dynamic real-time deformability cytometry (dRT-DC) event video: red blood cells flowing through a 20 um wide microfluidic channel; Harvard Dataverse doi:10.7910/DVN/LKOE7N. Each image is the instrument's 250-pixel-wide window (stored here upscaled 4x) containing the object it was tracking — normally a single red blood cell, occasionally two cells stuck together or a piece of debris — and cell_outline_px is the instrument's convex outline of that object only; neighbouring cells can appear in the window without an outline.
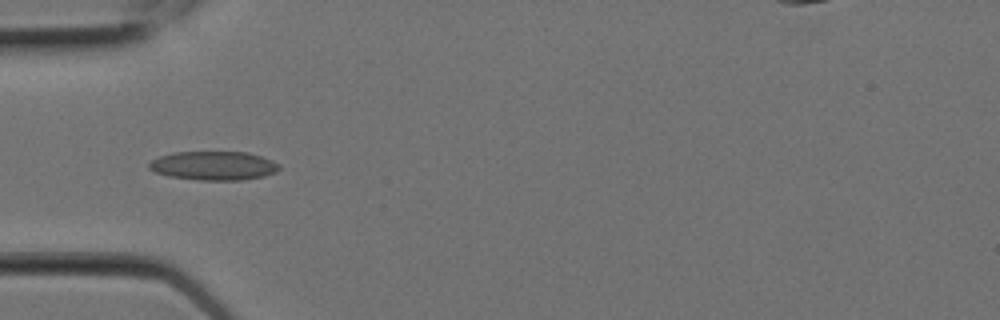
{"species": "Egyptian fruit bat (a non-hibernating species)", "species_latin": "Rousettus aegyptiacus", "temperature_condition": "room temperature", "stored_images_in_passage": 8, "camera_frame_rate_fps": 3000, "um_per_image_px": 0.085, "animal": {"sex": "female"}, "frame": {"image": 1, "passage_image": 6, "time_ms": 1.667, "image_size_px": [1000, 320], "cell_outline_px": [[280, 168], [276, 172], [264, 176], [240, 180], [200, 180], [168, 176], [156, 172], [148, 168], [148, 164], [152, 160], [160, 156], [172, 152], [248, 152], [272, 160], [280, 164]], "centroid_in_image_um": [18.17, 14.08], "position_along_channel_um": 66.8, "area_um2": 21.91}}
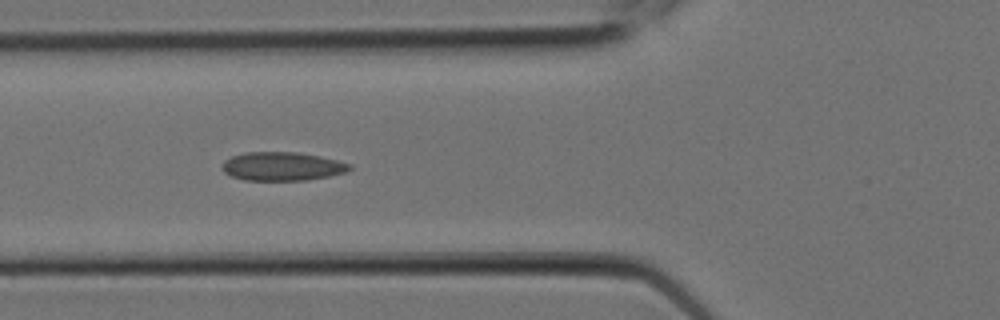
{"frame": {"image": 2, "passage_image": 7, "time_ms": 2.0, "image_size_px": [1000, 320], "cell_outline_px": [[352, 168], [344, 172], [328, 176], [308, 180], [244, 180], [232, 176], [224, 172], [220, 168], [220, 164], [224, 160], [232, 156], [244, 152], [296, 152], [320, 156], [352, 164]], "centroid_in_image_um": [23.94, 14.13], "position_along_channel_um": 101.9, "area_um2": 21.33}}
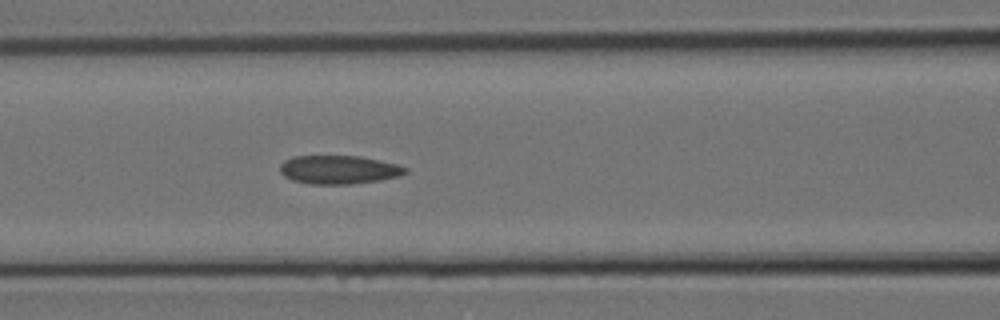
{"frame": {"image": 3, "passage_image": 8, "time_ms": 2.333, "image_size_px": [1000, 320], "cell_outline_px": [[408, 172], [400, 176], [380, 180], [352, 184], [312, 184], [292, 180], [284, 176], [280, 172], [280, 164], [284, 160], [292, 156], [360, 156], [396, 164], [408, 168]], "centroid_in_image_um": [28.79, 14.42], "position_along_channel_um": 137.8, "area_um2": 20.92}}